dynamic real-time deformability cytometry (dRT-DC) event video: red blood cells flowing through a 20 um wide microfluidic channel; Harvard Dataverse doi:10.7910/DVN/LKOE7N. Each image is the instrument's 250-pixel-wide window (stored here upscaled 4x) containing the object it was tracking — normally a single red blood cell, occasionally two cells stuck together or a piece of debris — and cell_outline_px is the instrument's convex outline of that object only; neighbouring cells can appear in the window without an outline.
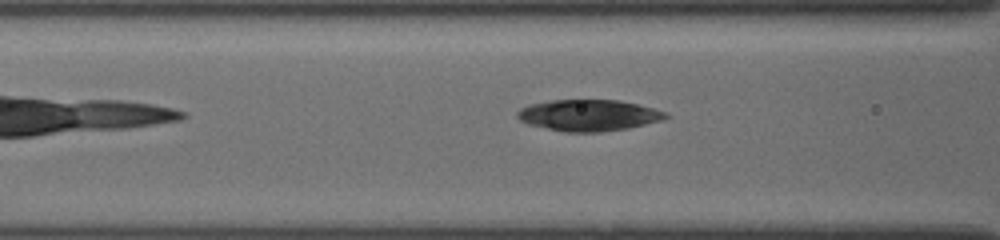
{"species": "common noctule bat (a hibernating species)", "species_latin": "Nyctalus noctula", "temperature_condition": "cold", "stored_images_in_passage": 8, "camera_frame_rate_fps": 3000, "um_per_image_px": 0.085, "animal": {"sex": "female", "body_mass_g": 19.5, "forearm_length_mm": 54.1}, "frame": {"image": 1, "passage_image": 7, "time_ms": 2.667, "image_size_px": [1000, 240], "cell_outline_px": [[668, 116], [660, 120], [628, 128], [600, 132], [564, 132], [528, 124], [520, 120], [516, 116], [516, 112], [520, 108], [528, 104], [552, 100], [620, 100], [652, 108], [664, 112]], "centroid_in_image_um": [49.96, 9.8], "position_along_channel_um": 116.6, "area_um2": 26.88}}